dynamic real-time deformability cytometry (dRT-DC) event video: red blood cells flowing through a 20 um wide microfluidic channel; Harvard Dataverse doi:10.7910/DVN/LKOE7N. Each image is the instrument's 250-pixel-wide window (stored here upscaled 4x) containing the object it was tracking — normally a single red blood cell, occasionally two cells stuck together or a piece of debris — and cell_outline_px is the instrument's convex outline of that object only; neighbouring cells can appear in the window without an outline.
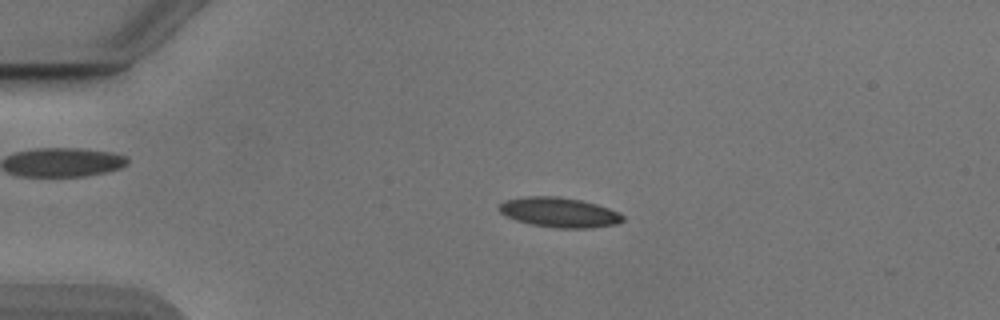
{"species": "Egyptian fruit bat (a non-hibernating species)", "species_latin": "Rousettus aegyptiacus", "temperature_condition": "cold", "stored_images_in_passage": 54, "camera_frame_rate_fps": 3000, "um_per_image_px": 0.085, "animal": {"sex": "male"}, "frame": {"image": 1, "passage_image": 12, "time_ms": 3.667, "image_size_px": [1000, 320], "cell_outline_px": [[624, 220], [616, 224], [592, 228], [556, 228], [532, 224], [516, 220], [500, 212], [496, 208], [500, 204], [508, 200], [528, 196], [556, 196], [580, 200], [596, 204], [608, 208], [624, 216]], "centroid_in_image_um": [47.54, 18.06], "position_along_channel_um": 37.5, "area_um2": 21.27}}
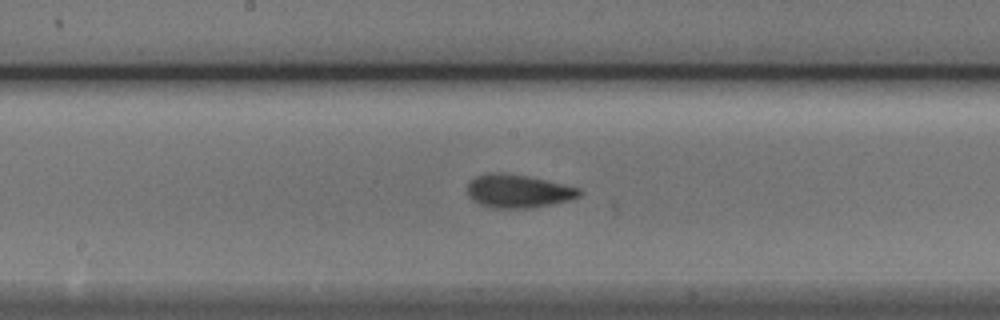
{"frame": {"image": 2, "passage_image": 28, "time_ms": 9.0, "image_size_px": [1000, 320], "cell_outline_px": [[584, 192], [580, 196], [568, 200], [552, 204], [532, 208], [492, 208], [480, 204], [472, 200], [468, 196], [468, 184], [476, 176], [488, 172], [500, 172], [528, 176], [580, 188]], "centroid_in_image_um": [44.04, 16.25], "position_along_channel_um": 204.2, "area_um2": 21.79}}
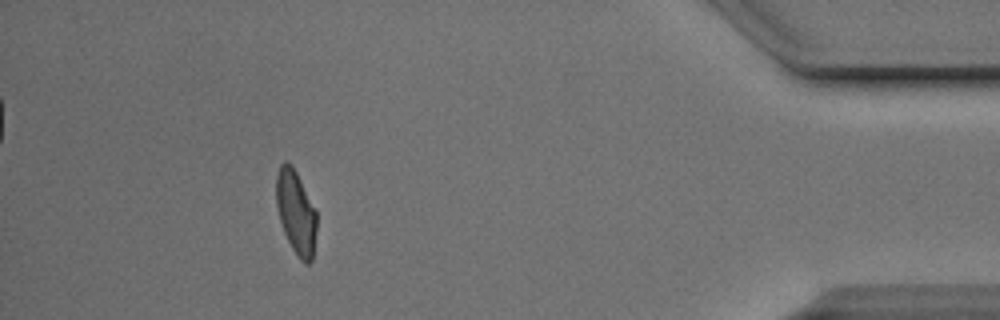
{"frame": {"image": 3, "passage_image": 48, "time_ms": 15.667, "image_size_px": [1000, 320], "cell_outline_px": [[316, 232], [312, 260], [308, 264], [304, 264], [300, 260], [292, 248], [284, 232], [280, 220], [276, 204], [276, 176], [280, 164], [284, 160], [292, 164], [316, 212]], "centroid_in_image_um": [25.14, 18.05], "position_along_channel_um": 410.1, "area_um2": 19.54}}